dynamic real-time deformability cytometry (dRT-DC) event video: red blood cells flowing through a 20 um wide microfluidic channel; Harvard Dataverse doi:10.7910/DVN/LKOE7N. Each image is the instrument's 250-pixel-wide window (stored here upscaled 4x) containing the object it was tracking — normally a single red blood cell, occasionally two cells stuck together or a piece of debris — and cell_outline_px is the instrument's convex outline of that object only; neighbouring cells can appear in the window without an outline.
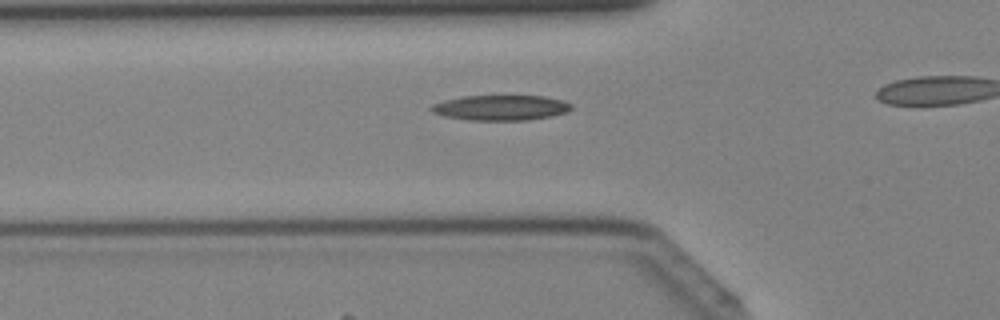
{"species": "Egyptian fruit bat (a non-hibernating species)", "species_latin": "Rousettus aegyptiacus", "temperature_condition": "cold", "stored_images_in_passage": 30, "camera_frame_rate_fps": 3000, "um_per_image_px": 0.085, "animal": {"sex": "female"}, "frame": {"image": 1, "passage_image": 11, "time_ms": 3.333, "image_size_px": [1000, 320], "cell_outline_px": [[572, 108], [568, 112], [552, 116], [528, 120], [468, 120], [444, 116], [432, 112], [428, 108], [432, 104], [444, 100], [464, 96], [544, 96], [564, 100], [572, 104]], "centroid_in_image_um": [42.58, 9.15], "position_along_channel_um": 83.2, "area_um2": 20.75}}
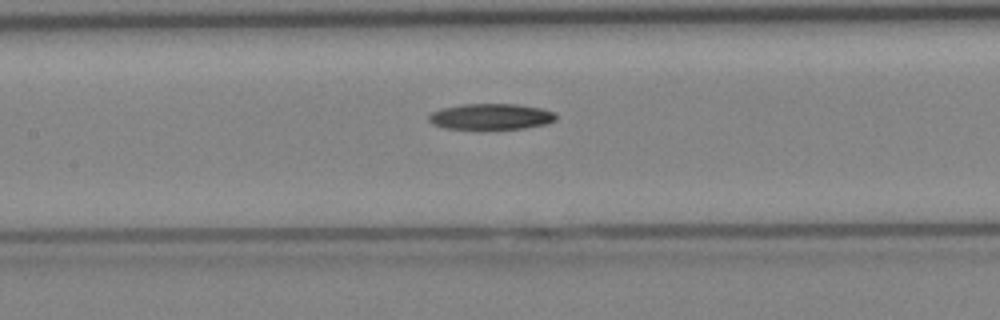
{"frame": {"image": 2, "passage_image": 16, "time_ms": 5.0, "image_size_px": [1000, 320], "cell_outline_px": [[556, 120], [548, 124], [524, 128], [444, 128], [432, 124], [428, 120], [428, 116], [432, 112], [440, 108], [464, 104], [516, 104], [544, 108], [556, 112]], "centroid_in_image_um": [41.77, 9.89], "position_along_channel_um": 165.6, "area_um2": 19.25}}
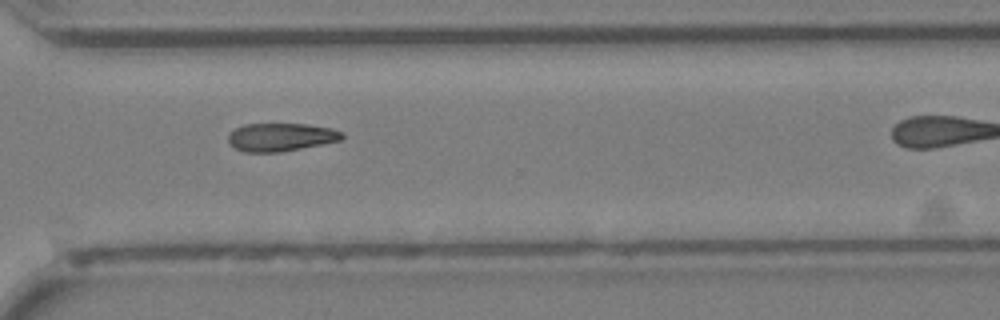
{"frame": {"image": 3, "passage_image": 27, "time_ms": 8.667, "image_size_px": [1000, 320], "cell_outline_px": [[344, 136], [340, 140], [280, 152], [244, 152], [236, 148], [228, 140], [228, 136], [236, 128], [244, 124], [308, 124], [332, 128], [344, 132]], "centroid_in_image_um": [23.89, 11.64], "position_along_channel_um": 346.7, "area_um2": 18.44}}